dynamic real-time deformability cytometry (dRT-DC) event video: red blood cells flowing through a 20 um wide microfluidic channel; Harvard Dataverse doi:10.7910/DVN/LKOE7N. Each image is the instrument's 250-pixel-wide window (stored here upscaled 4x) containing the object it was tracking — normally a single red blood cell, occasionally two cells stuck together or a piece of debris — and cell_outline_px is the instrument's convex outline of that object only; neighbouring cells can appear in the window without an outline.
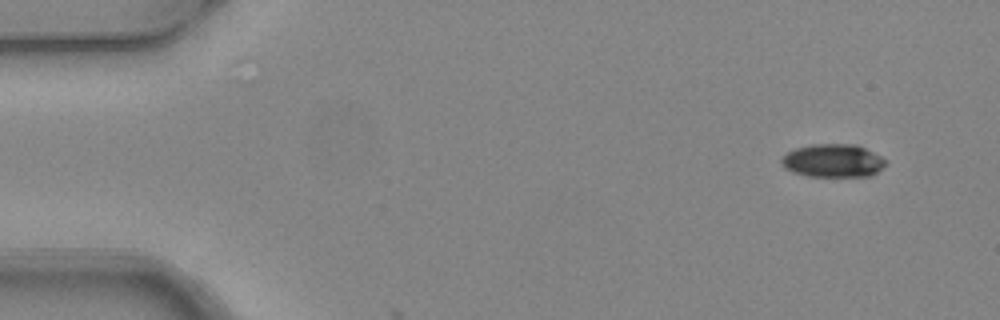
{"species": "common noctule bat (a hibernating species)", "species_latin": "Nyctalus noctula", "temperature_condition": "warm", "stored_images_in_passage": 2, "camera_frame_rate_fps": 3000, "um_per_image_px": 0.085, "animal": {"sex": "female", "body_mass_g": 24.6, "forearm_length_mm": 56.2}, "frame": {"image": 1, "passage_image": 1, "time_ms": 0.0, "image_size_px": [1000, 320], "cell_outline_px": [[884, 164], [872, 176], [808, 176], [792, 172], [784, 168], [780, 160], [788, 152], [796, 148], [812, 144], [856, 144], [880, 156], [884, 160]], "centroid_in_image_um": [70.76, 13.66], "position_along_channel_um": 14.2, "area_um2": 19.88}}